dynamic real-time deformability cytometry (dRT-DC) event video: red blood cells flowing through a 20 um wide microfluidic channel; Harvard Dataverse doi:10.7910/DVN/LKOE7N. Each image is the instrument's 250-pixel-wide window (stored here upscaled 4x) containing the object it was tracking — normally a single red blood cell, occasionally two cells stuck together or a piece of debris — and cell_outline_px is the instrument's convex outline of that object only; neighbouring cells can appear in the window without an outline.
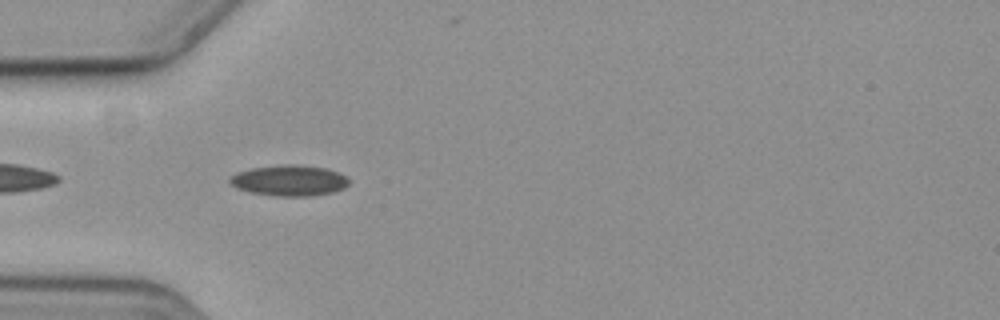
{"species": "common noctule bat (a hibernating species)", "species_latin": "Nyctalus noctula", "temperature_condition": "cold", "stored_images_in_passage": 8, "camera_frame_rate_fps": 3000, "um_per_image_px": 0.085, "animal": {"sex": "female", "body_mass_g": 19.3, "forearm_length_mm": 54.1}, "frame": {"image": 1, "passage_image": 2, "time_ms": 0.333, "image_size_px": [1000, 320], "cell_outline_px": [[348, 184], [344, 188], [332, 192], [312, 196], [276, 196], [252, 192], [236, 188], [228, 180], [232, 176], [240, 172], [252, 168], [284, 164], [292, 164], [328, 168], [340, 172], [348, 180]], "centroid_in_image_um": [24.62, 15.34], "position_along_channel_um": 60.4, "area_um2": 21.21}}
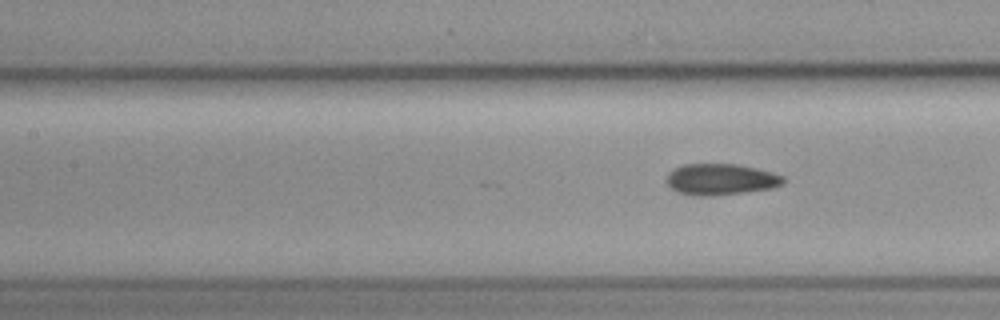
{"frame": {"image": 2, "passage_image": 7, "time_ms": 2.0, "image_size_px": [1000, 320], "cell_outline_px": [[784, 184], [772, 188], [744, 192], [712, 196], [696, 196], [676, 192], [664, 180], [668, 172], [684, 164], [736, 164], [756, 168], [772, 172], [784, 176]], "centroid_in_image_um": [61.25, 15.25], "position_along_channel_um": 146.2, "area_um2": 21.39}}